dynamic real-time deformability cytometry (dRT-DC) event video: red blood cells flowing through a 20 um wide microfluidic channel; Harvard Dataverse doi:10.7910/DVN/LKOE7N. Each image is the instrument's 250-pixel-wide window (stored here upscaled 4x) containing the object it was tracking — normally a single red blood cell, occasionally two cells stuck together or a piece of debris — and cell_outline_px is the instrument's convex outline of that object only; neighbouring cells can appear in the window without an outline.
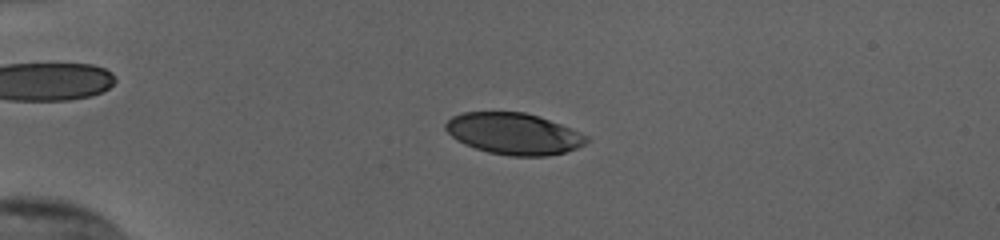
{"species": "human", "species_latin": "Homo sapiens", "temperature_condition": "cold", "stored_images_in_passage": 54, "camera_frame_rate_fps": 3000, "um_per_image_px": 0.085, "donor": {"sex": "female"}, "frame": {"image": 1, "passage_image": 14, "time_ms": 4.333, "image_size_px": [1000, 240], "cell_outline_px": [[588, 140], [584, 144], [576, 148], [564, 152], [544, 156], [512, 156], [488, 152], [464, 144], [456, 140], [444, 128], [444, 124], [452, 116], [464, 112], [524, 112], [540, 116], [580, 132], [588, 136]], "centroid_in_image_um": [43.65, 11.36], "position_along_channel_um": 41.4, "area_um2": 33.93}}
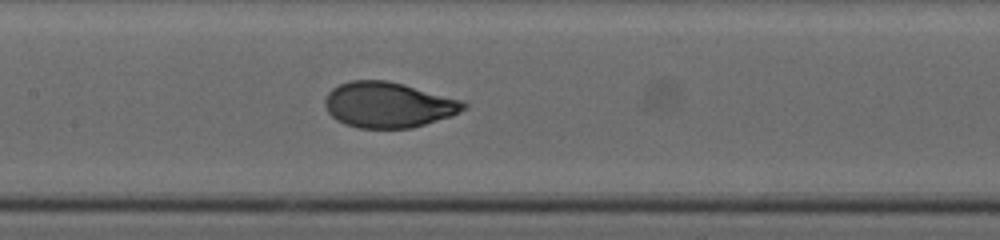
{"frame": {"image": 2, "passage_image": 28, "time_ms": 9.0, "image_size_px": [1000, 240], "cell_outline_px": [[468, 108], [452, 116], [412, 128], [360, 128], [344, 124], [336, 120], [328, 112], [324, 104], [324, 100], [328, 92], [332, 88], [340, 84], [352, 80], [388, 80], [404, 84], [464, 100], [468, 104]], "centroid_in_image_um": [33.03, 8.91], "position_along_channel_um": 174.4, "area_um2": 37.17}}
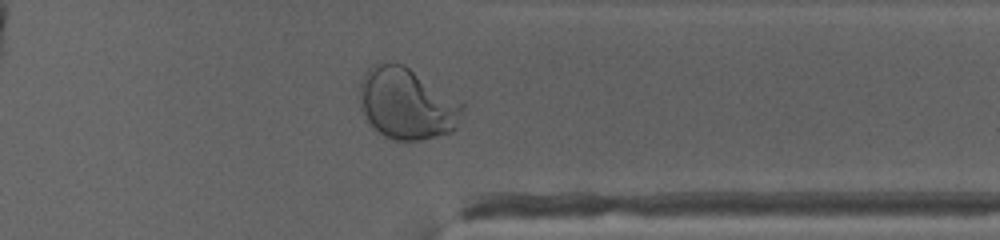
{"frame": {"image": 3, "passage_image": 44, "time_ms": 14.333, "image_size_px": [1000, 240], "cell_outline_px": [[464, 108], [456, 128], [452, 132], [420, 140], [392, 140], [384, 136], [372, 128], [360, 112], [360, 80], [364, 72], [372, 64], [404, 64], [464, 104]], "centroid_in_image_um": [34.54, 8.83], "position_along_channel_um": 376.9, "area_um2": 42.83}, "authors_computed_cell_mechanics": {"area_um2": 36.6452, "velocity_mm_per_s": 3.815, "shape_relaxation_time_tau1_ms": 4.4806, "shape_relaxation_time_tau2_ms": null, "deformation_change_tau1": 0.2088, "deformation_change_tau2": null}}